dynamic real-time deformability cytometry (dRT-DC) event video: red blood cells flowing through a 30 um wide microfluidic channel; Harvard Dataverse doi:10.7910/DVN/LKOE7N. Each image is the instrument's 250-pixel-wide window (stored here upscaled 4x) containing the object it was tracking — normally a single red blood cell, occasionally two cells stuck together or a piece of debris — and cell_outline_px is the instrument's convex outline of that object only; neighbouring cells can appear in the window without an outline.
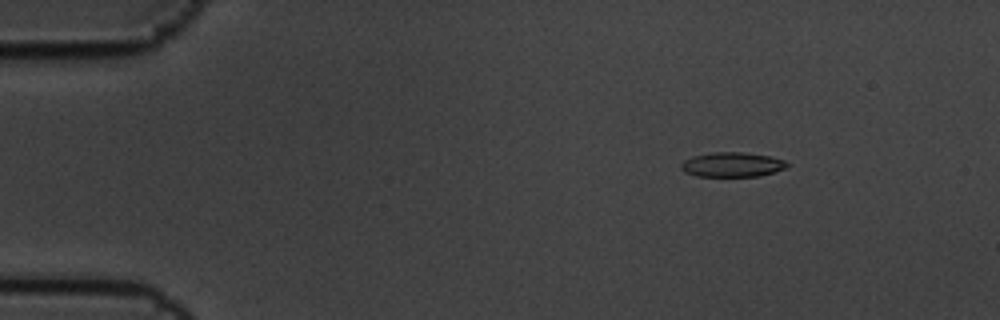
{"species": "common noctule bat (a hibernating species)", "species_latin": "Nyctalus noctula", "temperature_condition": "cold", "stored_images_in_passage": 3, "camera_frame_rate_fps": 3000, "um_per_image_px": 0.085, "animal": {"sex": "male", "body_mass_g": 19.5, "forearm_length_mm": 54.6}, "frame": {"image": 1, "passage_image": 1, "time_ms": 0.0, "image_size_px": [1000, 320], "cell_outline_px": [[788, 164], [784, 168], [760, 176], [696, 176], [684, 172], [680, 168], [680, 164], [684, 160], [692, 156], [712, 152], [744, 152], [768, 156], [784, 160]], "centroid_in_image_um": [62.17, 13.99], "position_along_channel_um": 22.8, "area_um2": 15.14}}
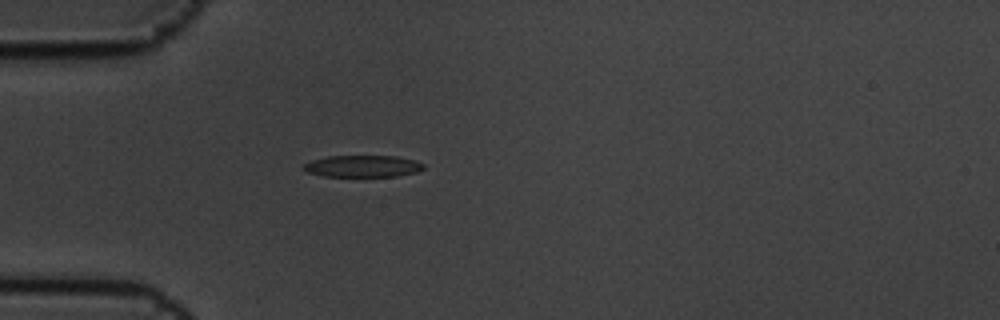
{"frame": {"image": 2, "passage_image": 3, "time_ms": 0.667, "image_size_px": [1000, 320], "cell_outline_px": [[424, 168], [416, 172], [396, 176], [324, 176], [308, 172], [304, 168], [304, 164], [312, 160], [328, 156], [396, 156], [416, 160], [424, 164]], "centroid_in_image_um": [30.87, 14.12], "position_along_channel_um": 54.1, "area_um2": 15.09}}